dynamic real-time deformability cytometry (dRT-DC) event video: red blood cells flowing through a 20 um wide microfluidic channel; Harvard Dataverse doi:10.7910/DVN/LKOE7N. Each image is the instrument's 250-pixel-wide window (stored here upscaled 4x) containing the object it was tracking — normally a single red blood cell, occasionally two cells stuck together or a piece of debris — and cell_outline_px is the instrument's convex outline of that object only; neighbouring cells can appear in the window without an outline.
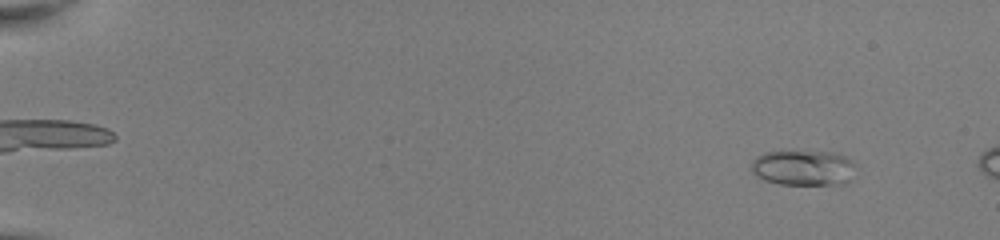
{"species": "common noctule bat (a hibernating species)", "species_latin": "Nyctalus noctula", "temperature_condition": "room temperature", "stored_images_in_passage": 9, "camera_frame_rate_fps": 3000, "um_per_image_px": 0.085, "animal": {"sex": "female", "body_mass_g": 22.0, "forearm_length_mm": 56.7}, "frame": {"image": 1, "passage_image": 1, "time_ms": 0.0, "image_size_px": [1000, 240], "cell_outline_px": [[856, 164], [852, 180], [844, 184], [780, 184], [764, 180], [752, 172], [752, 160], [756, 156], [764, 152], [840, 152], [848, 156]], "centroid_in_image_um": [68.36, 14.26], "position_along_channel_um": 16.6, "area_um2": 21.79}}